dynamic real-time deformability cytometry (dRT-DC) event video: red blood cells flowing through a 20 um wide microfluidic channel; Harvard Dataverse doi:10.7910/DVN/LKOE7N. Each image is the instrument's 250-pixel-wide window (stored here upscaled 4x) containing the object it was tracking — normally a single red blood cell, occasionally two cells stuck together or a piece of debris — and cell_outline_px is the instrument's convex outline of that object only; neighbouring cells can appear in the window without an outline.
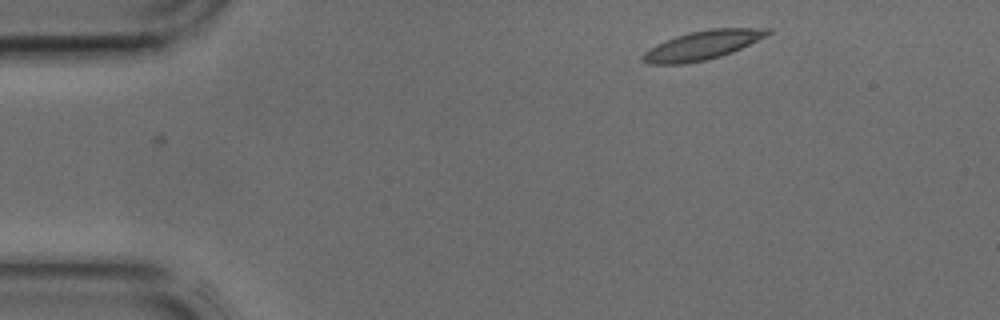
{"species": "common noctule bat (a hibernating species)", "species_latin": "Nyctalus noctula", "temperature_condition": "cold", "stored_images_in_passage": 38, "camera_frame_rate_fps": 3000, "um_per_image_px": 0.085, "animal": {"sex": "male", "body_mass_g": 17.9, "forearm_length_mm": 54.2}, "frame": {"image": 1, "passage_image": 1, "time_ms": 0.0, "image_size_px": [1000, 320], "cell_outline_px": [[772, 32], [732, 52], [720, 56], [704, 60], [684, 64], [648, 64], [640, 60], [640, 56], [644, 52], [656, 44], [676, 36], [688, 32], [712, 28], [772, 28]], "centroid_in_image_um": [59.64, 3.84], "position_along_channel_um": 25.4, "area_um2": 20.92}}
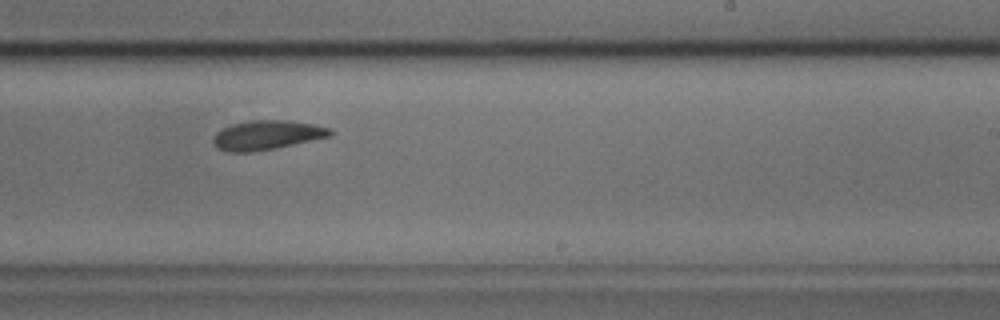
{"frame": {"image": 2, "passage_image": 21, "time_ms": 6.667, "image_size_px": [1000, 320], "cell_outline_px": [[332, 136], [252, 152], [228, 152], [220, 148], [212, 140], [216, 132], [232, 124], [252, 120], [284, 120], [312, 124], [332, 128]], "centroid_in_image_um": [22.7, 11.47], "position_along_channel_um": 266.3, "area_um2": 19.59}}
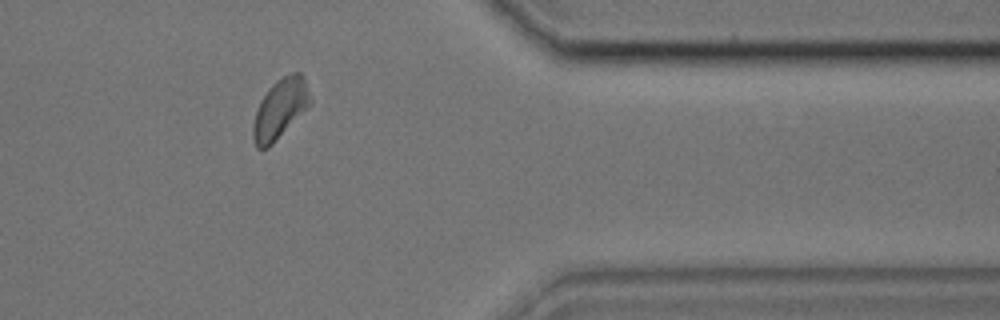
{"frame": {"image": 3, "passage_image": 30, "time_ms": 9.667, "image_size_px": [1000, 320], "cell_outline_px": [[312, 104], [268, 148], [256, 148], [252, 136], [252, 124], [260, 100], [268, 88], [276, 80], [292, 72], [300, 72], [304, 76], [312, 100]], "centroid_in_image_um": [23.82, 9.23], "position_along_channel_um": 387.6, "area_um2": 20.06}}